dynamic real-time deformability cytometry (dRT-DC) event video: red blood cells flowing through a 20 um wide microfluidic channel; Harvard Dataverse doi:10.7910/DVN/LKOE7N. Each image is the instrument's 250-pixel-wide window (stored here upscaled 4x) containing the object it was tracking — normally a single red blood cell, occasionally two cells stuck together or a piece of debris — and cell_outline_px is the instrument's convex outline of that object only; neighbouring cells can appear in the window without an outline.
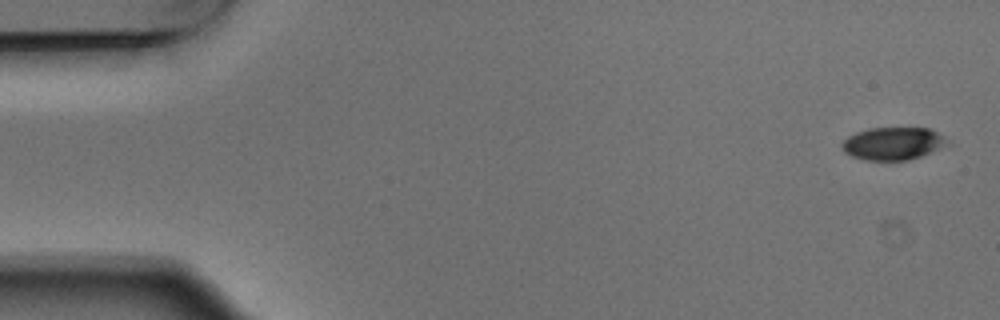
{"species": "Egyptian fruit bat (a non-hibernating species)", "species_latin": "Rousettus aegyptiacus", "temperature_condition": "warm", "stored_images_in_passage": 6, "camera_frame_rate_fps": 3000, "um_per_image_px": 0.085, "animal": {"sex": "male"}, "frame": {"image": 1, "passage_image": 1, "time_ms": 0.0, "image_size_px": [1000, 320], "cell_outline_px": [[952, 144], [920, 156], [908, 160], [864, 160], [852, 156], [844, 152], [840, 144], [848, 136], [856, 132], [868, 128], [928, 128], [944, 136]], "centroid_in_image_um": [75.91, 12.2], "position_along_channel_um": 9.1, "area_um2": 20.17}}
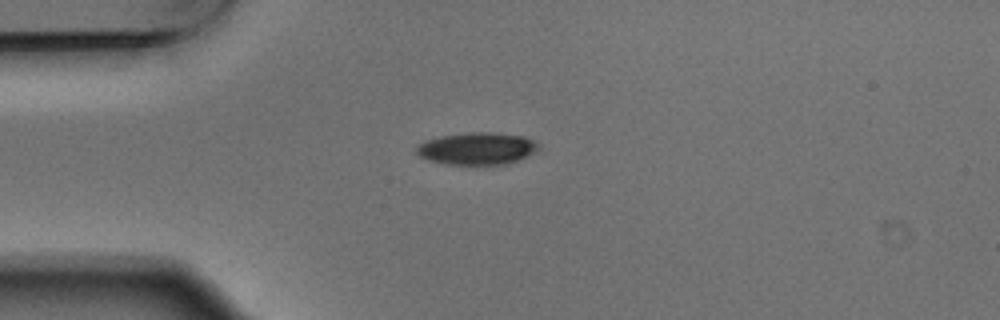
{"frame": {"image": 2, "passage_image": 4, "time_ms": 1.0, "image_size_px": [1000, 320], "cell_outline_px": [[540, 148], [516, 160], [504, 164], [444, 164], [428, 160], [420, 156], [416, 152], [416, 148], [424, 140], [440, 136], [472, 132], [492, 132], [524, 136], [540, 144]], "centroid_in_image_um": [40.51, 12.61], "position_along_channel_um": 44.5, "area_um2": 22.66}}
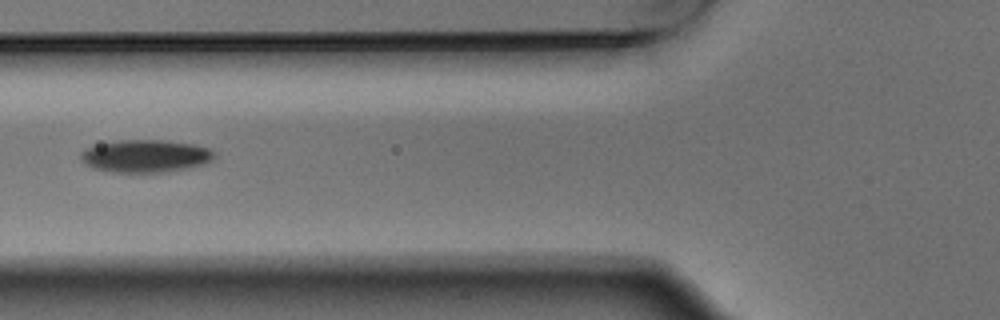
{"frame": {"image": 3, "passage_image": 6, "time_ms": 1.667, "image_size_px": [1000, 320], "cell_outline_px": [[216, 156], [212, 160], [204, 164], [188, 168], [160, 172], [112, 172], [92, 168], [84, 164], [80, 160], [80, 152], [84, 148], [92, 144], [120, 140], [160, 140], [192, 144], [208, 148], [216, 152]], "centroid_in_image_um": [12.3, 13.26], "position_along_channel_um": 113.5, "area_um2": 25.66}}